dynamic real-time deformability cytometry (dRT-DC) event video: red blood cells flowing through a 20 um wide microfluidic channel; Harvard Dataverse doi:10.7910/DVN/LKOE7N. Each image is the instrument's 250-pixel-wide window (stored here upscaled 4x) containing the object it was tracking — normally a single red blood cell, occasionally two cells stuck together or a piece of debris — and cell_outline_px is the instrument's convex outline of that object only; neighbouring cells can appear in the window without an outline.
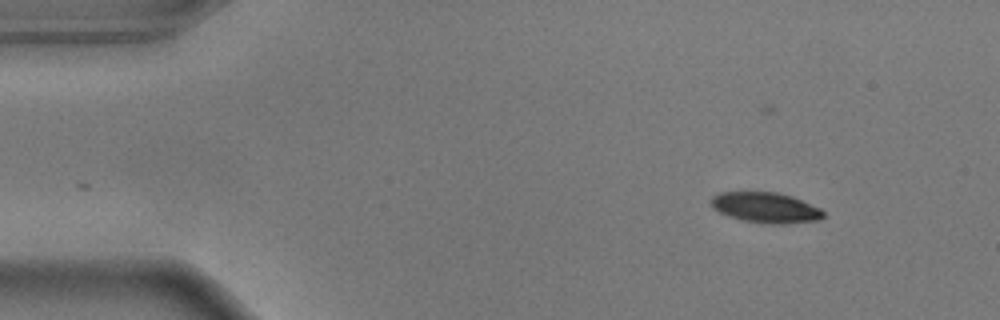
{"species": "common noctule bat (a hibernating species)", "species_latin": "Nyctalus noctula", "temperature_condition": "warm", "stored_images_in_passage": 38, "camera_frame_rate_fps": 3000, "um_per_image_px": 0.085, "animal": {"sex": "male", "body_mass_g": 17.9}, "frame": {"image": 1, "passage_image": 1, "time_ms": 0.0, "image_size_px": [1000, 320], "cell_outline_px": [[824, 216], [820, 220], [784, 224], [772, 224], [744, 220], [728, 216], [712, 208], [712, 196], [720, 192], [776, 192], [792, 196], [820, 208], [824, 212]], "centroid_in_image_um": [65.1, 17.64], "position_along_channel_um": 19.9, "area_um2": 19.83}}
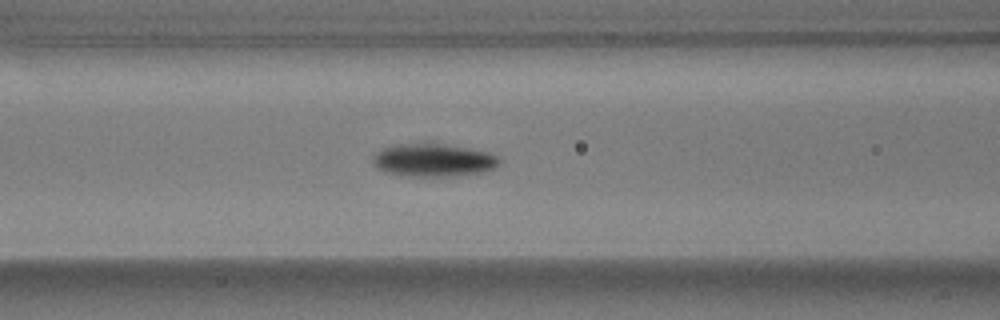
{"frame": {"image": 2, "passage_image": 17, "time_ms": 5.333, "image_size_px": [1000, 320], "cell_outline_px": [[500, 164], [496, 168], [484, 172], [448, 176], [412, 176], [384, 172], [376, 168], [372, 160], [372, 156], [376, 152], [384, 148], [400, 144], [424, 140], [432, 140], [488, 152], [496, 156], [500, 160]], "centroid_in_image_um": [36.83, 13.56], "position_along_channel_um": 129.8, "area_um2": 25.09}}
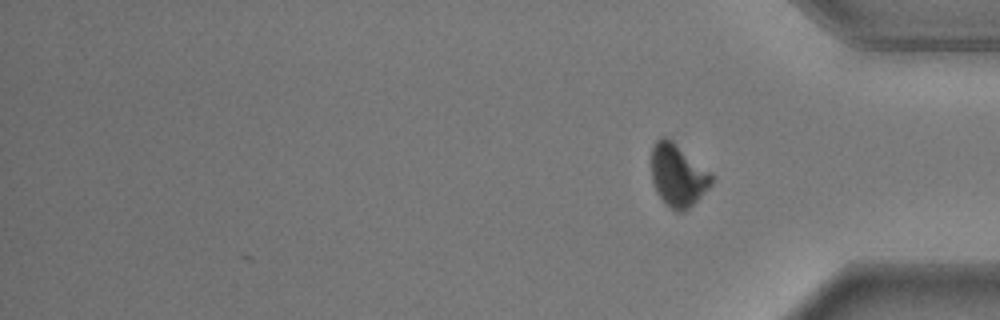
{"frame": {"image": 3, "passage_image": 38, "time_ms": 12.333, "image_size_px": [1000, 320], "cell_outline_px": [[712, 184], [684, 212], [676, 212], [664, 204], [656, 192], [652, 180], [652, 144], [660, 136], [668, 136], [708, 172], [712, 176]], "centroid_in_image_um": [57.56, 14.9], "position_along_channel_um": 377.6, "area_um2": 21.68}, "authors_computed_cell_mechanics": {"area_um2": 22.6576, "velocity_mm_per_s": 3.6428, "shape_relaxation_time_tau1_ms": 1.9193, "shape_relaxation_time_tau2_ms": 3.6415, "deformation_change_tau1": 0.1388, "deformation_change_tau2": 0.0456}}